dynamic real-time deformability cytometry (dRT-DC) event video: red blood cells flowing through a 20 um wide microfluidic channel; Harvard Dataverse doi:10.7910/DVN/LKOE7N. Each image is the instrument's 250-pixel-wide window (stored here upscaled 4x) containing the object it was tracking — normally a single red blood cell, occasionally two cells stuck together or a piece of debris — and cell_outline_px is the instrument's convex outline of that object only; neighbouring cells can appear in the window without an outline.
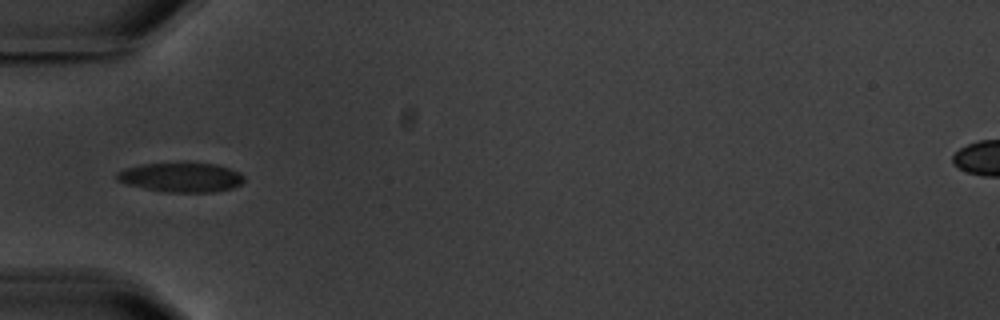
{"species": "common noctule bat (a hibernating species)", "species_latin": "Nyctalus noctula", "temperature_condition": "warm", "stored_images_in_passage": 6, "camera_frame_rate_fps": 3000, "um_per_image_px": 0.085, "animal": {"sex": "male", "body_mass_g": 20.1, "forearm_length_mm": 53.5}, "frame": {"image": 1, "passage_image": 5, "time_ms": 4.667, "image_size_px": [1000, 320], "cell_outline_px": [[244, 180], [240, 184], [232, 188], [216, 192], [164, 192], [144, 188], [128, 184], [116, 180], [116, 172], [128, 168], [144, 164], [216, 164], [240, 172], [244, 176]], "centroid_in_image_um": [15.42, 15.09], "position_along_channel_um": 69.6, "area_um2": 21.44}}